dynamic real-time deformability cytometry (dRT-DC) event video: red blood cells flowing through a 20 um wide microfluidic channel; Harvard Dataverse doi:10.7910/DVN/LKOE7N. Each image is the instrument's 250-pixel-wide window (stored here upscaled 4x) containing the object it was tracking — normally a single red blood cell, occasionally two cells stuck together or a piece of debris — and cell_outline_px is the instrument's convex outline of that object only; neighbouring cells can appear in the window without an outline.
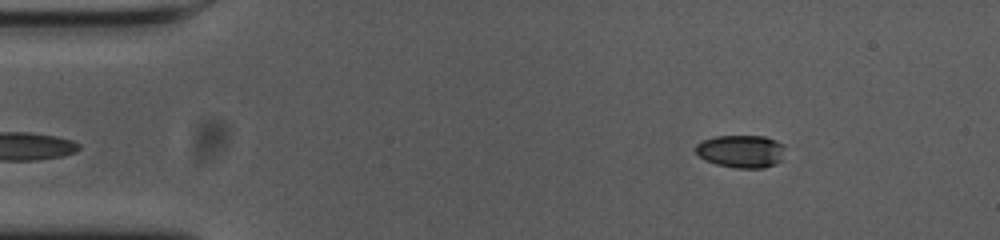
{"species": "common noctule bat (a hibernating species)", "species_latin": "Nyctalus noctula", "temperature_condition": "cold", "stored_images_in_passage": 50, "camera_frame_rate_fps": 3000, "um_per_image_px": 0.085, "animal": {"sex": "female", "body_mass_g": 23.0, "forearm_length_mm": 53.4}, "frame": {"image": 1, "passage_image": 2, "time_ms": 0.333, "image_size_px": [1000, 240], "cell_outline_px": [[784, 148], [780, 160], [776, 164], [764, 168], [736, 168], [716, 164], [704, 160], [696, 152], [696, 144], [704, 140], [716, 136], [764, 136], [776, 140], [784, 144]], "centroid_in_image_um": [63.0, 12.86], "position_along_channel_um": 22.0, "area_um2": 17.05}}
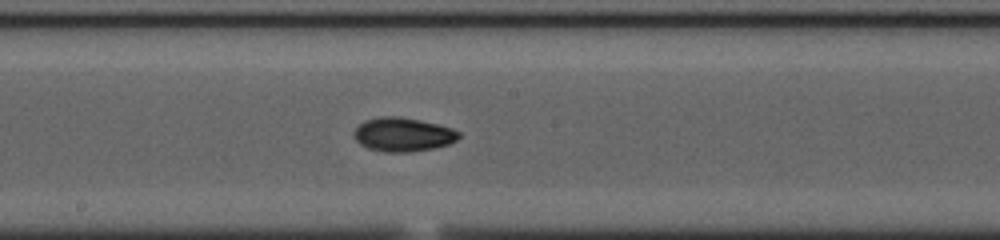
{"frame": {"image": 2, "passage_image": 24, "time_ms": 7.667, "image_size_px": [1000, 240], "cell_outline_px": [[460, 136], [456, 140], [448, 144], [432, 148], [408, 152], [388, 152], [368, 148], [360, 144], [352, 136], [352, 132], [364, 120], [380, 116], [400, 116], [420, 120], [452, 128], [460, 132]], "centroid_in_image_um": [34.22, 11.42], "position_along_channel_um": 214.0, "area_um2": 20.69}}
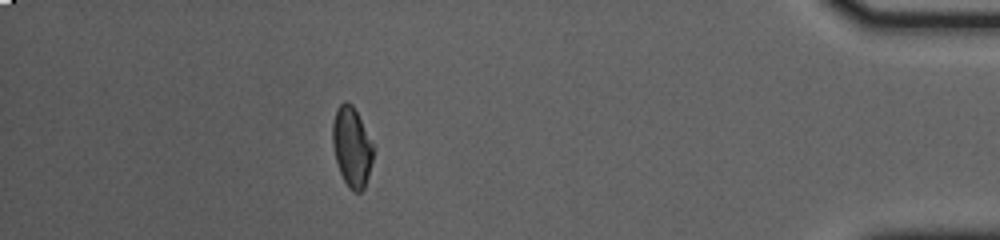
{"frame": {"image": 3, "passage_image": 44, "time_ms": 14.333, "image_size_px": [1000, 240], "cell_outline_px": [[372, 160], [368, 176], [364, 188], [360, 192], [356, 192], [348, 188], [340, 172], [336, 160], [332, 144], [332, 124], [336, 108], [344, 100], [352, 104], [372, 144]], "centroid_in_image_um": [29.87, 12.49], "position_along_channel_um": 405.3, "area_um2": 18.55}, "authors_computed_cell_mechanics": {"area_um2": 19.2474, "velocity_mm_per_s": 3.6555, "shape_relaxation_time_tau1_ms": 6.3201, "shape_relaxation_time_tau2_ms": 7.1914, "deformation_change_tau1": 0.1706, "deformation_change_tau2": 0.1043}}